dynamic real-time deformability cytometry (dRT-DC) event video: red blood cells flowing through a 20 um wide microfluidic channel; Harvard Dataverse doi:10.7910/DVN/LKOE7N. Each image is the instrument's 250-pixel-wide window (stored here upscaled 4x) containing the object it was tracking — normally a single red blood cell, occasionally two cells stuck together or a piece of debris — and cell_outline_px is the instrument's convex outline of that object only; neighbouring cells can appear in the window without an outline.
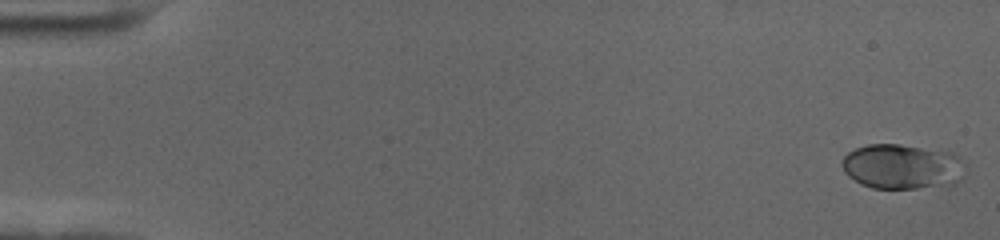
{"species": "human", "species_latin": "Homo sapiens", "temperature_condition": "cold", "stored_images_in_passage": 58, "camera_frame_rate_fps": 3000, "um_per_image_px": 0.085, "donor": {"sex": "female"}, "frame": {"image": 1, "passage_image": 1, "time_ms": 0.0, "image_size_px": [1000, 240], "cell_outline_px": [[968, 168], [964, 176], [956, 184], [916, 188], [872, 188], [860, 184], [848, 176], [844, 172], [840, 164], [844, 156], [848, 152], [856, 148], [868, 144], [896, 144], [952, 152], [960, 156], [968, 164]], "centroid_in_image_um": [76.74, 14.16], "position_along_channel_um": 8.3, "area_um2": 32.95}}
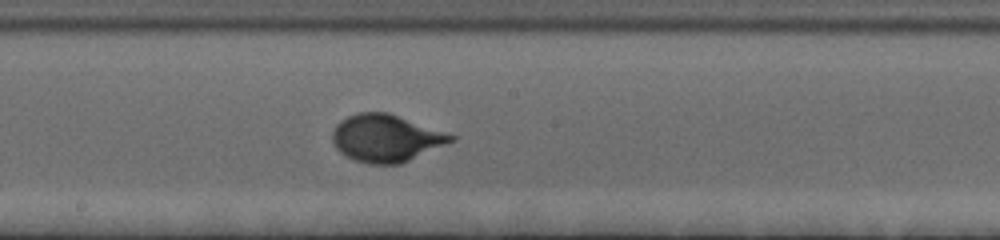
{"frame": {"image": 2, "passage_image": 32, "time_ms": 10.333, "image_size_px": [1000, 240], "cell_outline_px": [[456, 140], [400, 164], [368, 164], [356, 160], [340, 152], [336, 148], [332, 140], [332, 132], [336, 124], [340, 120], [356, 112], [388, 112], [456, 136]], "centroid_in_image_um": [32.79, 11.74], "position_along_channel_um": 215.4, "area_um2": 32.54}}
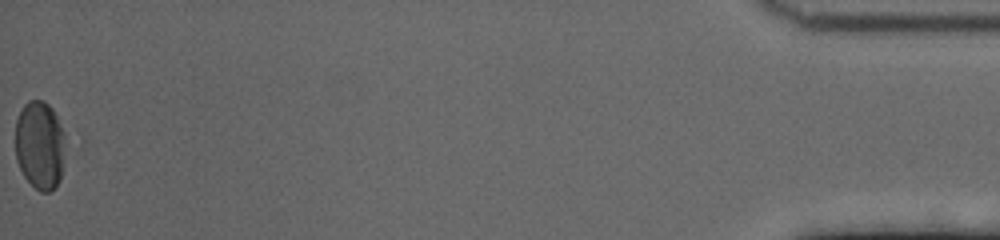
{"frame": {"image": 3, "passage_image": 58, "time_ms": 19.0, "image_size_px": [1000, 240], "cell_outline_px": [[64, 136], [60, 180], [48, 192], [40, 192], [24, 176], [16, 160], [16, 120], [24, 104], [28, 100], [44, 100], [52, 108], [64, 132]], "centroid_in_image_um": [3.36, 12.3], "position_along_channel_um": 431.8, "area_um2": 25.37}, "authors_computed_cell_mechanics": {"area_um2": 30.8941, "velocity_mm_per_s": 3.5311, "shape_relaxation_time_tau1_ms": 2.8122, "shape_relaxation_time_tau2_ms": null, "deformation_change_tau1": 0.1319, "deformation_change_tau2": null}}